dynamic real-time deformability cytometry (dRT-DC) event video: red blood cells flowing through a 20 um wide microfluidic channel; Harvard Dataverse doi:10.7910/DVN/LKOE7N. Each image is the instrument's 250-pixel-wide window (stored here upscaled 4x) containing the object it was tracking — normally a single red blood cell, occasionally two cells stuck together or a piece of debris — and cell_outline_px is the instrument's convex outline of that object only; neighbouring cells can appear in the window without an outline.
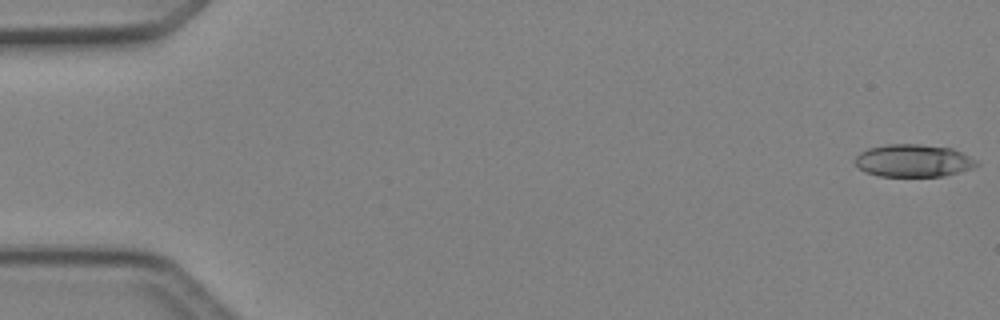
{"species": "Egyptian fruit bat (a non-hibernating species)", "species_latin": "Rousettus aegyptiacus", "temperature_condition": "cold", "stored_images_in_passage": 48, "camera_frame_rate_fps": 3000, "um_per_image_px": 0.085, "animal": {"sex": "female"}, "frame": {"image": 1, "passage_image": 1, "time_ms": 0.0, "image_size_px": [1000, 320], "cell_outline_px": [[980, 164], [972, 168], [960, 172], [944, 176], [880, 176], [864, 172], [856, 164], [856, 156], [860, 152], [868, 148], [884, 144], [920, 144], [952, 148], [976, 160]], "centroid_in_image_um": [77.63, 13.65], "position_along_channel_um": 7.4, "area_um2": 23.06}}
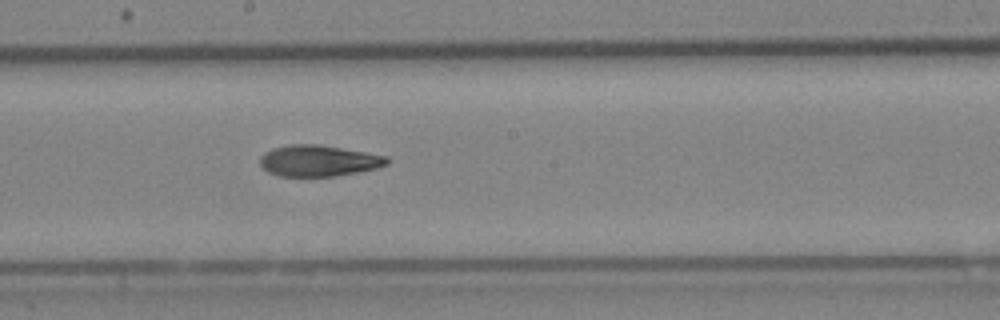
{"frame": {"image": 2, "passage_image": 27, "time_ms": 8.667, "image_size_px": [1000, 320], "cell_outline_px": [[388, 164], [376, 168], [336, 176], [276, 176], [268, 172], [260, 164], [260, 156], [264, 152], [272, 148], [288, 144], [320, 144], [388, 156]], "centroid_in_image_um": [27.05, 13.65], "position_along_channel_um": 221.2, "area_um2": 23.18}}
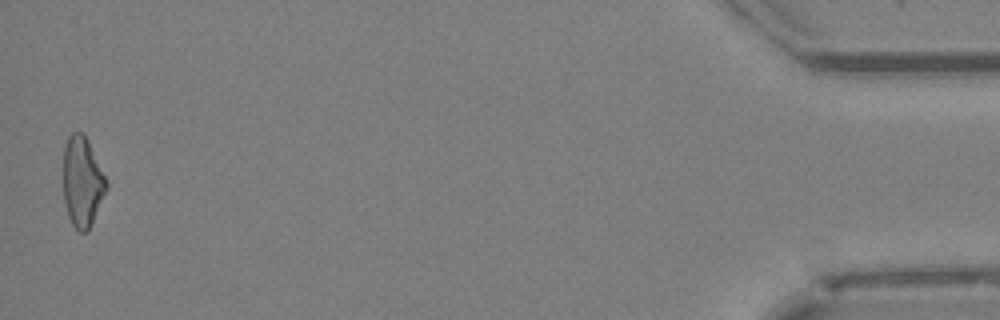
{"frame": {"image": 3, "passage_image": 48, "time_ms": 15.667, "image_size_px": [1000, 320], "cell_outline_px": [[108, 188], [88, 232], [80, 232], [72, 224], [68, 216], [64, 200], [64, 148], [68, 136], [72, 132], [84, 132], [88, 140], [108, 184]], "centroid_in_image_um": [7.0, 15.46], "position_along_channel_um": 428.2, "area_um2": 22.54}, "authors_computed_cell_mechanics": {"area_um2": 23.2067, "velocity_mm_per_s": 4.2581, "shape_relaxation_time_tau1_ms": 6.0308, "shape_relaxation_time_tau2_ms": 9.8638, "deformation_change_tau1": 0.1712, "deformation_change_tau2": 0.2288}}